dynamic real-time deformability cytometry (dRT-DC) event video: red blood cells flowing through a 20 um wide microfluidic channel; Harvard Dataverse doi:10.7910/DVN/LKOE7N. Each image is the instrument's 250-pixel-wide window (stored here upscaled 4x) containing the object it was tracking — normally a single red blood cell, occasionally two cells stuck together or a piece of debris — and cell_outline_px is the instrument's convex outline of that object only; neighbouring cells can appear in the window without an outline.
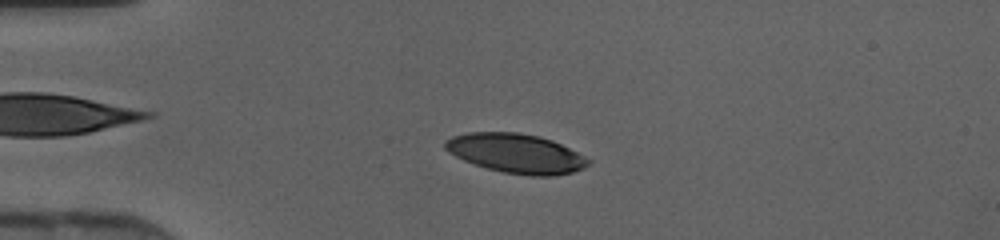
{"species": "human", "species_latin": "Homo sapiens", "temperature_condition": "cold", "stored_images_in_passage": 46, "camera_frame_rate_fps": 3000, "um_per_image_px": 0.085, "donor": {"sex": "female"}, "frame": {"image": 1, "passage_image": 11, "time_ms": 3.333, "image_size_px": [1000, 240], "cell_outline_px": [[592, 160], [584, 168], [572, 172], [552, 176], [532, 176], [504, 172], [488, 168], [464, 160], [448, 152], [444, 148], [444, 140], [452, 136], [468, 132], [516, 132], [540, 136], [552, 140]], "centroid_in_image_um": [43.85, 13.03], "position_along_channel_um": 41.1, "area_um2": 32.66}}
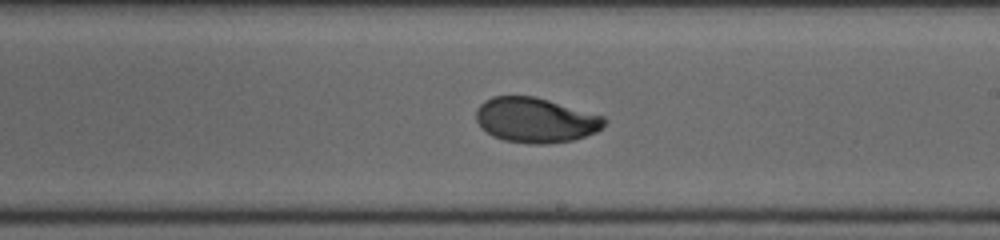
{"frame": {"image": 2, "passage_image": 27, "time_ms": 8.667, "image_size_px": [1000, 240], "cell_outline_px": [[608, 120], [596, 132], [572, 140], [544, 144], [532, 144], [504, 140], [492, 136], [480, 128], [476, 120], [476, 108], [484, 100], [492, 96], [536, 96], [604, 116]], "centroid_in_image_um": [45.49, 10.2], "position_along_channel_um": 243.5, "area_um2": 33.76}}
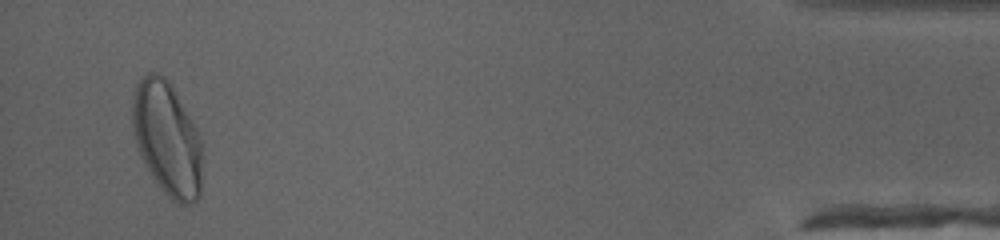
{"frame": {"image": 3, "passage_image": 44, "time_ms": 14.333, "image_size_px": [1000, 240], "cell_outline_px": [[200, 196], [192, 204], [180, 204], [172, 200], [160, 188], [152, 176], [140, 152], [132, 128], [132, 96], [136, 84], [148, 72], [156, 72], [164, 76], [172, 84], [200, 136]], "centroid_in_image_um": [14.19, 11.75], "position_along_channel_um": 421.0, "area_um2": 45.89}}